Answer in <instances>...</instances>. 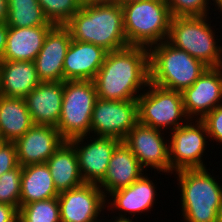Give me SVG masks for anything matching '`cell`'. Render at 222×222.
Returning <instances> with one entry per match:
<instances>
[{
    "mask_svg": "<svg viewBox=\"0 0 222 222\" xmlns=\"http://www.w3.org/2000/svg\"><path fill=\"white\" fill-rule=\"evenodd\" d=\"M16 145L14 142L0 143V176L18 166Z\"/></svg>",
    "mask_w": 222,
    "mask_h": 222,
    "instance_id": "1f68e13d",
    "label": "cell"
},
{
    "mask_svg": "<svg viewBox=\"0 0 222 222\" xmlns=\"http://www.w3.org/2000/svg\"><path fill=\"white\" fill-rule=\"evenodd\" d=\"M58 193L84 183L74 147L65 141L46 161Z\"/></svg>",
    "mask_w": 222,
    "mask_h": 222,
    "instance_id": "603a6c76",
    "label": "cell"
},
{
    "mask_svg": "<svg viewBox=\"0 0 222 222\" xmlns=\"http://www.w3.org/2000/svg\"><path fill=\"white\" fill-rule=\"evenodd\" d=\"M220 13H222V6H216ZM222 15V14H221Z\"/></svg>",
    "mask_w": 222,
    "mask_h": 222,
    "instance_id": "60d3db41",
    "label": "cell"
},
{
    "mask_svg": "<svg viewBox=\"0 0 222 222\" xmlns=\"http://www.w3.org/2000/svg\"><path fill=\"white\" fill-rule=\"evenodd\" d=\"M201 121L205 124L210 139L222 143V104L206 114Z\"/></svg>",
    "mask_w": 222,
    "mask_h": 222,
    "instance_id": "4dcf8cb0",
    "label": "cell"
},
{
    "mask_svg": "<svg viewBox=\"0 0 222 222\" xmlns=\"http://www.w3.org/2000/svg\"><path fill=\"white\" fill-rule=\"evenodd\" d=\"M162 134L161 130L138 122L123 140L143 169L150 166V169L170 173L169 142Z\"/></svg>",
    "mask_w": 222,
    "mask_h": 222,
    "instance_id": "8fae6325",
    "label": "cell"
},
{
    "mask_svg": "<svg viewBox=\"0 0 222 222\" xmlns=\"http://www.w3.org/2000/svg\"><path fill=\"white\" fill-rule=\"evenodd\" d=\"M125 215H127V214H120L119 215V217L117 216V217H115L116 219L114 220V221H111V222H134V221H132L129 217H127L126 218V216Z\"/></svg>",
    "mask_w": 222,
    "mask_h": 222,
    "instance_id": "8d00e7d4",
    "label": "cell"
},
{
    "mask_svg": "<svg viewBox=\"0 0 222 222\" xmlns=\"http://www.w3.org/2000/svg\"><path fill=\"white\" fill-rule=\"evenodd\" d=\"M190 121L170 131L171 139L167 140L170 142V173L183 169L206 168L201 159L207 147L208 132L201 120H196V124L192 119Z\"/></svg>",
    "mask_w": 222,
    "mask_h": 222,
    "instance_id": "9c48e42d",
    "label": "cell"
},
{
    "mask_svg": "<svg viewBox=\"0 0 222 222\" xmlns=\"http://www.w3.org/2000/svg\"><path fill=\"white\" fill-rule=\"evenodd\" d=\"M57 198L61 222H94L107 202L101 188L92 183L63 191Z\"/></svg>",
    "mask_w": 222,
    "mask_h": 222,
    "instance_id": "4fadbf2b",
    "label": "cell"
},
{
    "mask_svg": "<svg viewBox=\"0 0 222 222\" xmlns=\"http://www.w3.org/2000/svg\"><path fill=\"white\" fill-rule=\"evenodd\" d=\"M71 41L70 31L65 25H54L49 30L33 61L41 82L64 81L63 63Z\"/></svg>",
    "mask_w": 222,
    "mask_h": 222,
    "instance_id": "2e32d148",
    "label": "cell"
},
{
    "mask_svg": "<svg viewBox=\"0 0 222 222\" xmlns=\"http://www.w3.org/2000/svg\"><path fill=\"white\" fill-rule=\"evenodd\" d=\"M46 18L54 25H65L82 7L81 0H37Z\"/></svg>",
    "mask_w": 222,
    "mask_h": 222,
    "instance_id": "83f0119b",
    "label": "cell"
},
{
    "mask_svg": "<svg viewBox=\"0 0 222 222\" xmlns=\"http://www.w3.org/2000/svg\"><path fill=\"white\" fill-rule=\"evenodd\" d=\"M8 18V1L0 0V24L5 23Z\"/></svg>",
    "mask_w": 222,
    "mask_h": 222,
    "instance_id": "d590c367",
    "label": "cell"
},
{
    "mask_svg": "<svg viewBox=\"0 0 222 222\" xmlns=\"http://www.w3.org/2000/svg\"><path fill=\"white\" fill-rule=\"evenodd\" d=\"M107 53L100 46L72 39L63 63L64 81H93Z\"/></svg>",
    "mask_w": 222,
    "mask_h": 222,
    "instance_id": "ac0fdd59",
    "label": "cell"
},
{
    "mask_svg": "<svg viewBox=\"0 0 222 222\" xmlns=\"http://www.w3.org/2000/svg\"><path fill=\"white\" fill-rule=\"evenodd\" d=\"M97 98L93 81H64L62 111L56 128L65 141L90 135L92 112Z\"/></svg>",
    "mask_w": 222,
    "mask_h": 222,
    "instance_id": "52a82bcc",
    "label": "cell"
},
{
    "mask_svg": "<svg viewBox=\"0 0 222 222\" xmlns=\"http://www.w3.org/2000/svg\"><path fill=\"white\" fill-rule=\"evenodd\" d=\"M53 26L8 27L3 60L34 61L43 47L47 33Z\"/></svg>",
    "mask_w": 222,
    "mask_h": 222,
    "instance_id": "44dd1931",
    "label": "cell"
},
{
    "mask_svg": "<svg viewBox=\"0 0 222 222\" xmlns=\"http://www.w3.org/2000/svg\"><path fill=\"white\" fill-rule=\"evenodd\" d=\"M22 166L0 176V203L20 209Z\"/></svg>",
    "mask_w": 222,
    "mask_h": 222,
    "instance_id": "f1b7e54d",
    "label": "cell"
},
{
    "mask_svg": "<svg viewBox=\"0 0 222 222\" xmlns=\"http://www.w3.org/2000/svg\"><path fill=\"white\" fill-rule=\"evenodd\" d=\"M58 195L46 163L22 167L20 207L34 201L55 198Z\"/></svg>",
    "mask_w": 222,
    "mask_h": 222,
    "instance_id": "d4e9b609",
    "label": "cell"
},
{
    "mask_svg": "<svg viewBox=\"0 0 222 222\" xmlns=\"http://www.w3.org/2000/svg\"><path fill=\"white\" fill-rule=\"evenodd\" d=\"M121 7L129 46L150 48L168 39L172 15L166 0H139Z\"/></svg>",
    "mask_w": 222,
    "mask_h": 222,
    "instance_id": "5b68a950",
    "label": "cell"
},
{
    "mask_svg": "<svg viewBox=\"0 0 222 222\" xmlns=\"http://www.w3.org/2000/svg\"><path fill=\"white\" fill-rule=\"evenodd\" d=\"M34 125L25 98L0 95V137L14 142Z\"/></svg>",
    "mask_w": 222,
    "mask_h": 222,
    "instance_id": "cb8c5ba5",
    "label": "cell"
},
{
    "mask_svg": "<svg viewBox=\"0 0 222 222\" xmlns=\"http://www.w3.org/2000/svg\"><path fill=\"white\" fill-rule=\"evenodd\" d=\"M20 222H61L58 198L34 201L18 210Z\"/></svg>",
    "mask_w": 222,
    "mask_h": 222,
    "instance_id": "4316f807",
    "label": "cell"
},
{
    "mask_svg": "<svg viewBox=\"0 0 222 222\" xmlns=\"http://www.w3.org/2000/svg\"><path fill=\"white\" fill-rule=\"evenodd\" d=\"M93 82L100 99H137L150 82L149 48L129 46L108 52Z\"/></svg>",
    "mask_w": 222,
    "mask_h": 222,
    "instance_id": "6da1fadb",
    "label": "cell"
},
{
    "mask_svg": "<svg viewBox=\"0 0 222 222\" xmlns=\"http://www.w3.org/2000/svg\"><path fill=\"white\" fill-rule=\"evenodd\" d=\"M63 91L64 81L41 82L25 97L34 125L57 127L62 111Z\"/></svg>",
    "mask_w": 222,
    "mask_h": 222,
    "instance_id": "e0dca14e",
    "label": "cell"
},
{
    "mask_svg": "<svg viewBox=\"0 0 222 222\" xmlns=\"http://www.w3.org/2000/svg\"><path fill=\"white\" fill-rule=\"evenodd\" d=\"M133 1H139V0H119V4L124 5L126 3L133 2Z\"/></svg>",
    "mask_w": 222,
    "mask_h": 222,
    "instance_id": "f35d334b",
    "label": "cell"
},
{
    "mask_svg": "<svg viewBox=\"0 0 222 222\" xmlns=\"http://www.w3.org/2000/svg\"><path fill=\"white\" fill-rule=\"evenodd\" d=\"M82 6L119 4V0H81Z\"/></svg>",
    "mask_w": 222,
    "mask_h": 222,
    "instance_id": "e575fe53",
    "label": "cell"
},
{
    "mask_svg": "<svg viewBox=\"0 0 222 222\" xmlns=\"http://www.w3.org/2000/svg\"><path fill=\"white\" fill-rule=\"evenodd\" d=\"M40 83L33 61L3 60L0 63V95L25 98Z\"/></svg>",
    "mask_w": 222,
    "mask_h": 222,
    "instance_id": "ffe728a7",
    "label": "cell"
},
{
    "mask_svg": "<svg viewBox=\"0 0 222 222\" xmlns=\"http://www.w3.org/2000/svg\"><path fill=\"white\" fill-rule=\"evenodd\" d=\"M217 222H222V201L218 209L217 213Z\"/></svg>",
    "mask_w": 222,
    "mask_h": 222,
    "instance_id": "74e56055",
    "label": "cell"
},
{
    "mask_svg": "<svg viewBox=\"0 0 222 222\" xmlns=\"http://www.w3.org/2000/svg\"><path fill=\"white\" fill-rule=\"evenodd\" d=\"M143 170L132 151L122 141L115 148L108 164L107 172L98 186L107 197V195L116 190L130 186L144 174L142 173L144 172Z\"/></svg>",
    "mask_w": 222,
    "mask_h": 222,
    "instance_id": "d6986e66",
    "label": "cell"
},
{
    "mask_svg": "<svg viewBox=\"0 0 222 222\" xmlns=\"http://www.w3.org/2000/svg\"><path fill=\"white\" fill-rule=\"evenodd\" d=\"M207 16L172 17L167 41L186 51L207 67L222 66V46L215 39V32Z\"/></svg>",
    "mask_w": 222,
    "mask_h": 222,
    "instance_id": "8992f818",
    "label": "cell"
},
{
    "mask_svg": "<svg viewBox=\"0 0 222 222\" xmlns=\"http://www.w3.org/2000/svg\"><path fill=\"white\" fill-rule=\"evenodd\" d=\"M137 123V99L112 101L97 98L90 132L95 133L94 136L114 137L123 141Z\"/></svg>",
    "mask_w": 222,
    "mask_h": 222,
    "instance_id": "30bf717a",
    "label": "cell"
},
{
    "mask_svg": "<svg viewBox=\"0 0 222 222\" xmlns=\"http://www.w3.org/2000/svg\"><path fill=\"white\" fill-rule=\"evenodd\" d=\"M147 87L148 91L145 89L144 93H140L137 98L138 122L140 124L161 131H166V129L172 131L183 125L186 120L190 121L185 112L180 91L168 90L151 82Z\"/></svg>",
    "mask_w": 222,
    "mask_h": 222,
    "instance_id": "ba28073f",
    "label": "cell"
},
{
    "mask_svg": "<svg viewBox=\"0 0 222 222\" xmlns=\"http://www.w3.org/2000/svg\"><path fill=\"white\" fill-rule=\"evenodd\" d=\"M149 69L152 84L182 92L201 76L207 66L165 40L149 48Z\"/></svg>",
    "mask_w": 222,
    "mask_h": 222,
    "instance_id": "277c9868",
    "label": "cell"
},
{
    "mask_svg": "<svg viewBox=\"0 0 222 222\" xmlns=\"http://www.w3.org/2000/svg\"><path fill=\"white\" fill-rule=\"evenodd\" d=\"M206 168L176 171L181 188L182 216L185 222H217L222 201V184Z\"/></svg>",
    "mask_w": 222,
    "mask_h": 222,
    "instance_id": "3957f363",
    "label": "cell"
},
{
    "mask_svg": "<svg viewBox=\"0 0 222 222\" xmlns=\"http://www.w3.org/2000/svg\"><path fill=\"white\" fill-rule=\"evenodd\" d=\"M18 220V210L6 204L0 203V222H16Z\"/></svg>",
    "mask_w": 222,
    "mask_h": 222,
    "instance_id": "d6a6232c",
    "label": "cell"
},
{
    "mask_svg": "<svg viewBox=\"0 0 222 222\" xmlns=\"http://www.w3.org/2000/svg\"><path fill=\"white\" fill-rule=\"evenodd\" d=\"M181 94L189 119L201 120L216 106L222 104V66L207 67L201 76Z\"/></svg>",
    "mask_w": 222,
    "mask_h": 222,
    "instance_id": "5bb4252c",
    "label": "cell"
},
{
    "mask_svg": "<svg viewBox=\"0 0 222 222\" xmlns=\"http://www.w3.org/2000/svg\"><path fill=\"white\" fill-rule=\"evenodd\" d=\"M156 185L149 180L145 175H141L134 183L130 186L116 190L110 193V209L113 211L115 208L119 211H124L130 215H136L139 212L149 211L154 205L156 196Z\"/></svg>",
    "mask_w": 222,
    "mask_h": 222,
    "instance_id": "7402d4cb",
    "label": "cell"
},
{
    "mask_svg": "<svg viewBox=\"0 0 222 222\" xmlns=\"http://www.w3.org/2000/svg\"><path fill=\"white\" fill-rule=\"evenodd\" d=\"M78 137L68 141L75 149L84 183L99 184L108 169L115 148L122 142L114 137ZM90 138L85 144L84 139ZM91 138L93 140H91ZM91 141V142H90ZM83 144V145H82Z\"/></svg>",
    "mask_w": 222,
    "mask_h": 222,
    "instance_id": "7c38bea8",
    "label": "cell"
},
{
    "mask_svg": "<svg viewBox=\"0 0 222 222\" xmlns=\"http://www.w3.org/2000/svg\"><path fill=\"white\" fill-rule=\"evenodd\" d=\"M214 3H212L213 5L215 4V6H222V0H213Z\"/></svg>",
    "mask_w": 222,
    "mask_h": 222,
    "instance_id": "ab89813d",
    "label": "cell"
},
{
    "mask_svg": "<svg viewBox=\"0 0 222 222\" xmlns=\"http://www.w3.org/2000/svg\"><path fill=\"white\" fill-rule=\"evenodd\" d=\"M172 17L208 16L209 0H166ZM213 1V0H212ZM208 8V9H207Z\"/></svg>",
    "mask_w": 222,
    "mask_h": 222,
    "instance_id": "f546056e",
    "label": "cell"
},
{
    "mask_svg": "<svg viewBox=\"0 0 222 222\" xmlns=\"http://www.w3.org/2000/svg\"><path fill=\"white\" fill-rule=\"evenodd\" d=\"M8 36V25L5 23L0 24V63L3 61L4 50L6 47Z\"/></svg>",
    "mask_w": 222,
    "mask_h": 222,
    "instance_id": "836d02e7",
    "label": "cell"
},
{
    "mask_svg": "<svg viewBox=\"0 0 222 222\" xmlns=\"http://www.w3.org/2000/svg\"><path fill=\"white\" fill-rule=\"evenodd\" d=\"M65 142L59 130L51 125H33L14 141L18 164L22 167L46 163Z\"/></svg>",
    "mask_w": 222,
    "mask_h": 222,
    "instance_id": "9a60e30c",
    "label": "cell"
},
{
    "mask_svg": "<svg viewBox=\"0 0 222 222\" xmlns=\"http://www.w3.org/2000/svg\"><path fill=\"white\" fill-rule=\"evenodd\" d=\"M8 27H34L40 25H54L46 18L37 0H7Z\"/></svg>",
    "mask_w": 222,
    "mask_h": 222,
    "instance_id": "484cf974",
    "label": "cell"
},
{
    "mask_svg": "<svg viewBox=\"0 0 222 222\" xmlns=\"http://www.w3.org/2000/svg\"><path fill=\"white\" fill-rule=\"evenodd\" d=\"M65 26L73 40L92 43L108 52L129 47L120 4L82 6Z\"/></svg>",
    "mask_w": 222,
    "mask_h": 222,
    "instance_id": "7a4b0ae2",
    "label": "cell"
}]
</instances>
